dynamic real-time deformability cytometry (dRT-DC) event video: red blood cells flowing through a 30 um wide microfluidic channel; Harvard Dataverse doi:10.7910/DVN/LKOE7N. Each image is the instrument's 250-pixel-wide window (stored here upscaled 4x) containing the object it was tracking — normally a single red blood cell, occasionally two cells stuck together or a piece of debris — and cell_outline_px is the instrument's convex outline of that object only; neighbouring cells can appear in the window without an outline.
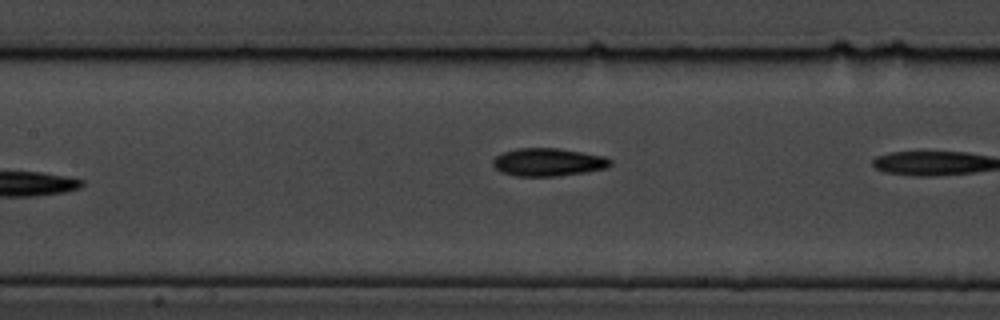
{"species": "common noctule bat (a hibernating species)", "species_latin": "Nyctalus noctula", "temperature_condition": "cold", "stored_images_in_passage": 9, "camera_frame_rate_fps": 3000, "um_per_image_px": 0.085, "animal": {"sex": "male", "body_mass_g": 19.5, "forearm_length_mm": 54.6}, "frame": {"image": 1, "passage_image": 8, "time_ms": 9.333, "image_size_px": [1000, 320], "cell_outline_px": [[612, 164], [608, 168], [584, 172], [556, 176], [516, 176], [500, 172], [492, 164], [492, 160], [496, 156], [504, 152], [516, 148], [556, 148], [604, 156], [612, 160]], "centroid_in_image_um": [46.58, 13.78], "position_along_channel_um": 160.8, "area_um2": 19.07}}